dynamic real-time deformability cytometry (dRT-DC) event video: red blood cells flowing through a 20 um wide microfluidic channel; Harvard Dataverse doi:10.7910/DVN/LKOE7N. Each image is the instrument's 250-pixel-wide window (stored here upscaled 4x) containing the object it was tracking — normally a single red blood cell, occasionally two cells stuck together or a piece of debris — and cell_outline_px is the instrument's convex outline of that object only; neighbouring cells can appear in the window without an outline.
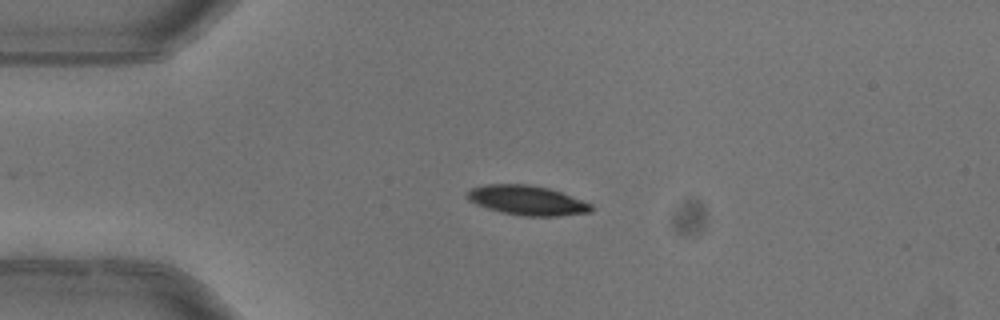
{"species": "common noctule bat (a hibernating species)", "species_latin": "Nyctalus noctula", "temperature_condition": "warm", "stored_images_in_passage": 6, "camera_frame_rate_fps": 3000, "um_per_image_px": 0.085, "animal": {"sex": "female"}, "frame": {"image": 1, "passage_image": 2, "time_ms": 0.333, "image_size_px": [1000, 320], "cell_outline_px": [[592, 212], [560, 216], [524, 216], [504, 212], [488, 208], [476, 204], [468, 200], [468, 192], [472, 188], [484, 184], [528, 184], [548, 188], [560, 192], [592, 204]], "centroid_in_image_um": [44.82, 17.03], "position_along_channel_um": 40.2, "area_um2": 21.15}}
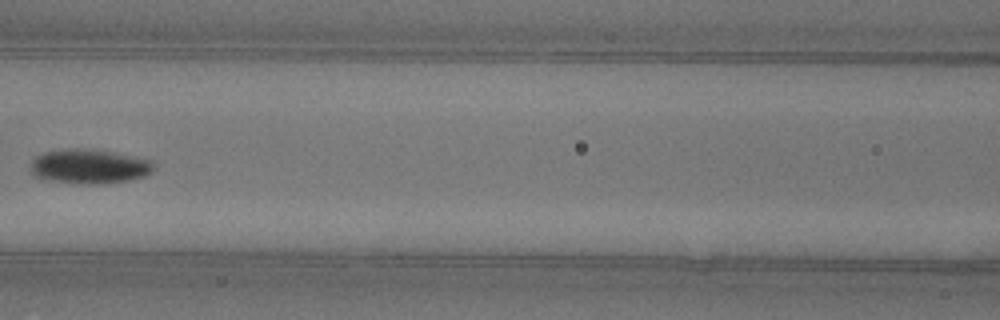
{"frame": {"image": 2, "passage_image": 5, "time_ms": 1.333, "image_size_px": [1000, 320], "cell_outline_px": [[156, 168], [152, 172], [144, 176], [128, 180], [104, 184], [80, 184], [48, 180], [32, 176], [28, 168], [32, 160], [36, 156], [44, 152], [64, 148], [88, 148], [136, 156], [152, 160]], "centroid_in_image_um": [7.56, 14.14], "position_along_channel_um": 159.0, "area_um2": 25.37}}